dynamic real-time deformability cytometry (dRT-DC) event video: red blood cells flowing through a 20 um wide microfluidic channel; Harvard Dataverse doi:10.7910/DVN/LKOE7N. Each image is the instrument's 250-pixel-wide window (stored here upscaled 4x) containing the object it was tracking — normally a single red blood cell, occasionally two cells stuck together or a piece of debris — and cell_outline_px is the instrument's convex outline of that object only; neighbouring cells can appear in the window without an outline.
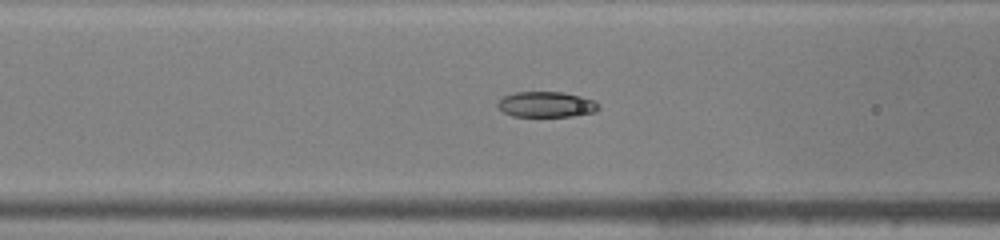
{"species": "common noctule bat (a hibernating species)", "species_latin": "Nyctalus noctula", "temperature_condition": "warm", "stored_images_in_passage": 32, "camera_frame_rate_fps": 3000, "um_per_image_px": 0.085, "animal": {"sex": "male", "body_mass_g": 19.0, "forearm_length_mm": 50.8}, "frame": {"image": 1, "passage_image": 4, "time_ms": 1.0, "image_size_px": [1000, 240], "cell_outline_px": [[600, 108], [596, 112], [572, 116], [512, 116], [504, 112], [496, 104], [504, 96], [516, 92], [564, 92], [596, 100], [600, 104]], "centroid_in_image_um": [46.5, 8.87], "position_along_channel_um": 120.1, "area_um2": 15.09}}
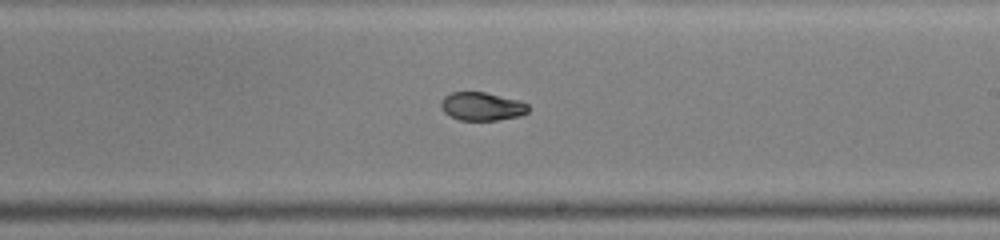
{"frame": {"image": 2, "passage_image": 13, "time_ms": 4.0, "image_size_px": [1000, 240], "cell_outline_px": [[528, 112], [520, 116], [500, 120], [460, 120], [444, 112], [440, 108], [440, 100], [444, 96], [452, 92], [484, 92], [520, 100], [528, 104]], "centroid_in_image_um": [40.96, 9.04], "position_along_channel_um": 248.0, "area_um2": 14.51}}
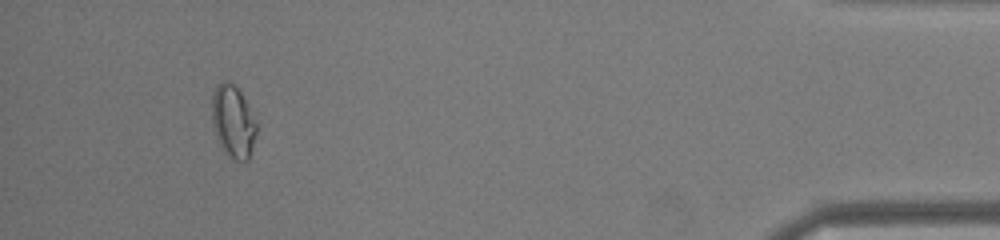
{"frame": {"image": 3, "passage_image": 29, "time_ms": 9.333, "image_size_px": [1000, 240], "cell_outline_px": [[256, 132], [252, 148], [248, 160], [236, 160], [224, 152], [220, 148], [212, 128], [212, 92], [216, 84], [220, 80], [228, 80], [240, 92], [256, 124]], "centroid_in_image_um": [19.75, 10.32], "position_along_channel_um": 415.5, "area_um2": 18.73}}